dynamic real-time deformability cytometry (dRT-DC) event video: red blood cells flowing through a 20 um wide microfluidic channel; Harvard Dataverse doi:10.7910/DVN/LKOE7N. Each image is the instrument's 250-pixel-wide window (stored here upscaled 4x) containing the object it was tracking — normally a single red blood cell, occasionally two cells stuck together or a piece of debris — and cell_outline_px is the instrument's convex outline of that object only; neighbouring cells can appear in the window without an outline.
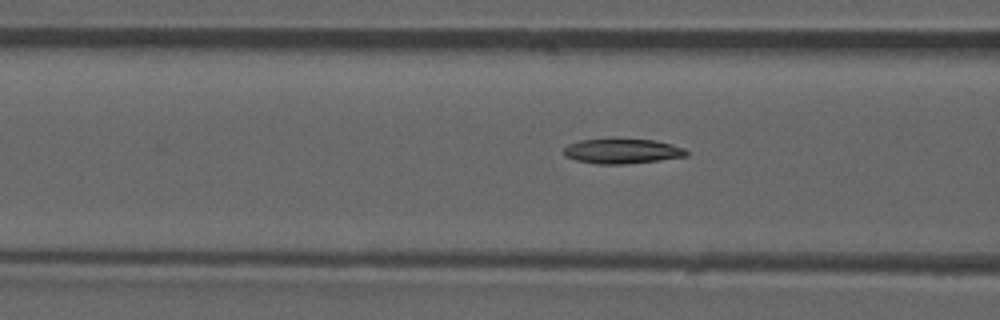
{"species": "common noctule bat (a hibernating species)", "species_latin": "Nyctalus noctula", "temperature_condition": "room temperature", "stored_images_in_passage": 33, "camera_frame_rate_fps": 3000, "um_per_image_px": 0.085, "animal": {"sex": "male", "forearm_length_mm": 52.5}, "frame": {"image": 1, "passage_image": 6, "time_ms": 1.667, "image_size_px": [1000, 320], "cell_outline_px": [[688, 156], [660, 160], [624, 164], [600, 164], [576, 160], [564, 156], [564, 148], [568, 144], [580, 140], [656, 140], [672, 144], [684, 148], [688, 152]], "centroid_in_image_um": [52.91, 12.86], "position_along_channel_um": 113.7, "area_um2": 17.51}}